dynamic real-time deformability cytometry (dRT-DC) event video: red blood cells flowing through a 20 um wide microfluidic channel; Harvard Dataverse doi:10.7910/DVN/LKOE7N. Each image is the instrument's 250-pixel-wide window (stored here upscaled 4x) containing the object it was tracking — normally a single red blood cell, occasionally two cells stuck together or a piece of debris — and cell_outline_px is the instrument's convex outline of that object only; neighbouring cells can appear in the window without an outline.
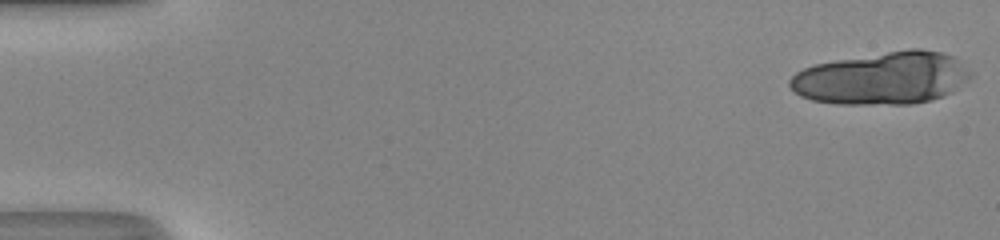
{"species": "human", "species_latin": "Homo sapiens", "temperature_condition": "room temperature", "stored_images_in_passage": 18, "camera_frame_rate_fps": 3000, "um_per_image_px": 0.085, "donor": {"sex": "male"}, "frame": {"image": 1, "passage_image": 1, "time_ms": 0.0, "image_size_px": [1000, 240], "cell_outline_px": [[972, 76], [968, 80], [952, 92], [944, 96], [932, 100], [912, 104], [836, 104], [812, 100], [800, 96], [788, 84], [788, 80], [796, 72], [804, 68], [816, 64], [836, 60], [908, 48], [920, 48], [944, 52], [952, 56], [972, 72]], "centroid_in_image_um": [75.01, 6.65], "position_along_channel_um": 10.0, "area_um2": 55.55}}